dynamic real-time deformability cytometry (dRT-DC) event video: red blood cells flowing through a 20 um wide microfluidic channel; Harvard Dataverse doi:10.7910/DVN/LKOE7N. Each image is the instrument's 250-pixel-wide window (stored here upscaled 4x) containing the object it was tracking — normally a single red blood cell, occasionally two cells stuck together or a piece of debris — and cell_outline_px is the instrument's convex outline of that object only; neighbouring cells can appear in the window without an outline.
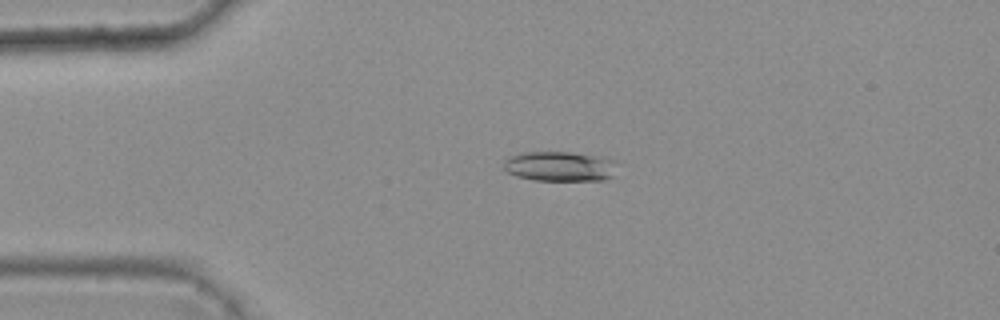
{"species": "common noctule bat (a hibernating species)", "species_latin": "Nyctalus noctula", "temperature_condition": "warm", "stored_images_in_passage": 5, "camera_frame_rate_fps": 3000, "um_per_image_px": 0.085, "animal": {"sex": "female", "body_mass_g": 25.1}, "frame": {"image": 1, "passage_image": 4, "time_ms": 1.0, "image_size_px": [1000, 320], "cell_outline_px": [[620, 164], [612, 176], [604, 180], [532, 180], [516, 176], [508, 172], [504, 168], [504, 160], [508, 156], [524, 152], [568, 152], [600, 156], [612, 160]], "centroid_in_image_um": [47.6, 14.14], "position_along_channel_um": 37.4, "area_um2": 19.94}}